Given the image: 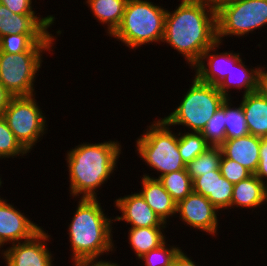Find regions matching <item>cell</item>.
I'll return each instance as SVG.
<instances>
[{
    "label": "cell",
    "instance_id": "6da1fadb",
    "mask_svg": "<svg viewBox=\"0 0 267 266\" xmlns=\"http://www.w3.org/2000/svg\"><path fill=\"white\" fill-rule=\"evenodd\" d=\"M179 1L174 10L167 8L162 43L177 51L191 69L217 41L216 6L211 0Z\"/></svg>",
    "mask_w": 267,
    "mask_h": 266
},
{
    "label": "cell",
    "instance_id": "7a4b0ae2",
    "mask_svg": "<svg viewBox=\"0 0 267 266\" xmlns=\"http://www.w3.org/2000/svg\"><path fill=\"white\" fill-rule=\"evenodd\" d=\"M121 142L113 139L98 143L81 142L65 153L68 168L69 193L71 199L98 198L101 188L114 178L120 155ZM99 192V193H98Z\"/></svg>",
    "mask_w": 267,
    "mask_h": 266
},
{
    "label": "cell",
    "instance_id": "3957f363",
    "mask_svg": "<svg viewBox=\"0 0 267 266\" xmlns=\"http://www.w3.org/2000/svg\"><path fill=\"white\" fill-rule=\"evenodd\" d=\"M77 206L67 226L71 262L116 253L114 214L108 216L98 198H76ZM113 225V226H112ZM111 252V253H110Z\"/></svg>",
    "mask_w": 267,
    "mask_h": 266
},
{
    "label": "cell",
    "instance_id": "277c9868",
    "mask_svg": "<svg viewBox=\"0 0 267 266\" xmlns=\"http://www.w3.org/2000/svg\"><path fill=\"white\" fill-rule=\"evenodd\" d=\"M146 127L144 132L136 137L137 140L134 139L135 153L140 160H143L142 162H145L144 165L147 164L146 166L151 169L149 171L156 172H151V175L143 170V175L158 179L162 175L186 169L178 150V130L175 132L162 117L159 119L157 117ZM154 173L158 177H155Z\"/></svg>",
    "mask_w": 267,
    "mask_h": 266
},
{
    "label": "cell",
    "instance_id": "5b68a950",
    "mask_svg": "<svg viewBox=\"0 0 267 266\" xmlns=\"http://www.w3.org/2000/svg\"><path fill=\"white\" fill-rule=\"evenodd\" d=\"M162 5L151 0H128L122 22L110 37L131 51L147 44L162 45L167 12Z\"/></svg>",
    "mask_w": 267,
    "mask_h": 266
},
{
    "label": "cell",
    "instance_id": "8992f818",
    "mask_svg": "<svg viewBox=\"0 0 267 266\" xmlns=\"http://www.w3.org/2000/svg\"><path fill=\"white\" fill-rule=\"evenodd\" d=\"M189 82L178 106L162 119L175 130L182 125L180 131L183 128L186 132H201L226 97L216 86L201 82L195 75Z\"/></svg>",
    "mask_w": 267,
    "mask_h": 266
},
{
    "label": "cell",
    "instance_id": "52a82bcc",
    "mask_svg": "<svg viewBox=\"0 0 267 266\" xmlns=\"http://www.w3.org/2000/svg\"><path fill=\"white\" fill-rule=\"evenodd\" d=\"M217 41L244 39L267 29V0H230L216 6ZM263 27V28H262ZM242 37V38H241Z\"/></svg>",
    "mask_w": 267,
    "mask_h": 266
},
{
    "label": "cell",
    "instance_id": "ba28073f",
    "mask_svg": "<svg viewBox=\"0 0 267 266\" xmlns=\"http://www.w3.org/2000/svg\"><path fill=\"white\" fill-rule=\"evenodd\" d=\"M36 95L12 97L3 114L8 127L29 153L37 147L36 144L42 141L49 129L48 117Z\"/></svg>",
    "mask_w": 267,
    "mask_h": 266
},
{
    "label": "cell",
    "instance_id": "9c48e42d",
    "mask_svg": "<svg viewBox=\"0 0 267 266\" xmlns=\"http://www.w3.org/2000/svg\"><path fill=\"white\" fill-rule=\"evenodd\" d=\"M47 52H0V83L13 96L36 94V80ZM43 62V63H42Z\"/></svg>",
    "mask_w": 267,
    "mask_h": 266
},
{
    "label": "cell",
    "instance_id": "30bf717a",
    "mask_svg": "<svg viewBox=\"0 0 267 266\" xmlns=\"http://www.w3.org/2000/svg\"><path fill=\"white\" fill-rule=\"evenodd\" d=\"M218 210L206 197L201 194L191 192L184 200L177 204L176 218L179 217L181 223L190 230L197 229L206 235L212 236L215 240L219 236L220 218L222 217ZM219 226V227H218ZM193 228V229H192Z\"/></svg>",
    "mask_w": 267,
    "mask_h": 266
},
{
    "label": "cell",
    "instance_id": "8fae6325",
    "mask_svg": "<svg viewBox=\"0 0 267 266\" xmlns=\"http://www.w3.org/2000/svg\"><path fill=\"white\" fill-rule=\"evenodd\" d=\"M42 229L33 238L11 244L0 252L5 266H54L56 258L48 245L53 238Z\"/></svg>",
    "mask_w": 267,
    "mask_h": 266
},
{
    "label": "cell",
    "instance_id": "7c38bea8",
    "mask_svg": "<svg viewBox=\"0 0 267 266\" xmlns=\"http://www.w3.org/2000/svg\"><path fill=\"white\" fill-rule=\"evenodd\" d=\"M20 210L8 199L0 198V252L4 246L27 241L43 229Z\"/></svg>",
    "mask_w": 267,
    "mask_h": 266
},
{
    "label": "cell",
    "instance_id": "4fadbf2b",
    "mask_svg": "<svg viewBox=\"0 0 267 266\" xmlns=\"http://www.w3.org/2000/svg\"><path fill=\"white\" fill-rule=\"evenodd\" d=\"M222 45H224L223 42L216 41L202 53L200 60L191 68V72H195V76L201 82L218 87L231 71L232 66L244 56L238 50L219 52Z\"/></svg>",
    "mask_w": 267,
    "mask_h": 266
},
{
    "label": "cell",
    "instance_id": "5bb4252c",
    "mask_svg": "<svg viewBox=\"0 0 267 266\" xmlns=\"http://www.w3.org/2000/svg\"><path fill=\"white\" fill-rule=\"evenodd\" d=\"M114 208L119 211V216H114V225L123 222L129 228L168 226L146 203L142 195L136 191L113 200Z\"/></svg>",
    "mask_w": 267,
    "mask_h": 266
},
{
    "label": "cell",
    "instance_id": "9a60e30c",
    "mask_svg": "<svg viewBox=\"0 0 267 266\" xmlns=\"http://www.w3.org/2000/svg\"><path fill=\"white\" fill-rule=\"evenodd\" d=\"M54 15H19L0 4V38L12 34H52Z\"/></svg>",
    "mask_w": 267,
    "mask_h": 266
},
{
    "label": "cell",
    "instance_id": "2e32d148",
    "mask_svg": "<svg viewBox=\"0 0 267 266\" xmlns=\"http://www.w3.org/2000/svg\"><path fill=\"white\" fill-rule=\"evenodd\" d=\"M55 31V35L54 33L5 35L0 38V52L10 54L24 52H48L53 55L59 35L61 37V34L63 35L64 33V30L61 29H56Z\"/></svg>",
    "mask_w": 267,
    "mask_h": 266
},
{
    "label": "cell",
    "instance_id": "e0dca14e",
    "mask_svg": "<svg viewBox=\"0 0 267 266\" xmlns=\"http://www.w3.org/2000/svg\"><path fill=\"white\" fill-rule=\"evenodd\" d=\"M244 59V60H243ZM245 57H241L231 68L226 78L217 87L218 90L226 98H236L233 97L234 90L236 93L242 92L241 96L247 95L248 93L255 92L259 90V80H260V67L261 64L249 68L245 65ZM233 90V91H232ZM243 90V91H242ZM232 91V92H231Z\"/></svg>",
    "mask_w": 267,
    "mask_h": 266
},
{
    "label": "cell",
    "instance_id": "ac0fdd59",
    "mask_svg": "<svg viewBox=\"0 0 267 266\" xmlns=\"http://www.w3.org/2000/svg\"><path fill=\"white\" fill-rule=\"evenodd\" d=\"M140 178L141 189L139 188V193L160 219L168 226L171 225L172 218H176L177 203L158 179L144 175L140 176Z\"/></svg>",
    "mask_w": 267,
    "mask_h": 266
},
{
    "label": "cell",
    "instance_id": "d6986e66",
    "mask_svg": "<svg viewBox=\"0 0 267 266\" xmlns=\"http://www.w3.org/2000/svg\"><path fill=\"white\" fill-rule=\"evenodd\" d=\"M260 144L261 137L248 134L235 139H226L220 149L226 158L240 163L254 174L259 164Z\"/></svg>",
    "mask_w": 267,
    "mask_h": 266
},
{
    "label": "cell",
    "instance_id": "ffe728a7",
    "mask_svg": "<svg viewBox=\"0 0 267 266\" xmlns=\"http://www.w3.org/2000/svg\"><path fill=\"white\" fill-rule=\"evenodd\" d=\"M265 187L255 174L234 184L230 210H263L261 207L265 206Z\"/></svg>",
    "mask_w": 267,
    "mask_h": 266
},
{
    "label": "cell",
    "instance_id": "44dd1931",
    "mask_svg": "<svg viewBox=\"0 0 267 266\" xmlns=\"http://www.w3.org/2000/svg\"><path fill=\"white\" fill-rule=\"evenodd\" d=\"M240 99L249 134L267 137V97L259 89Z\"/></svg>",
    "mask_w": 267,
    "mask_h": 266
},
{
    "label": "cell",
    "instance_id": "7402d4cb",
    "mask_svg": "<svg viewBox=\"0 0 267 266\" xmlns=\"http://www.w3.org/2000/svg\"><path fill=\"white\" fill-rule=\"evenodd\" d=\"M128 0H85L93 18L105 29V35L110 36L120 26Z\"/></svg>",
    "mask_w": 267,
    "mask_h": 266
},
{
    "label": "cell",
    "instance_id": "603a6c76",
    "mask_svg": "<svg viewBox=\"0 0 267 266\" xmlns=\"http://www.w3.org/2000/svg\"><path fill=\"white\" fill-rule=\"evenodd\" d=\"M167 227L169 228V226L128 228V233H125L128 234L126 242L129 241L130 250L134 252L136 260L150 250L158 248L169 238L166 237Z\"/></svg>",
    "mask_w": 267,
    "mask_h": 266
},
{
    "label": "cell",
    "instance_id": "cb8c5ba5",
    "mask_svg": "<svg viewBox=\"0 0 267 266\" xmlns=\"http://www.w3.org/2000/svg\"><path fill=\"white\" fill-rule=\"evenodd\" d=\"M236 102H239V100L233 101V98H226L223 102L226 139H235L249 134L242 106L240 103L236 104Z\"/></svg>",
    "mask_w": 267,
    "mask_h": 266
},
{
    "label": "cell",
    "instance_id": "d4e9b609",
    "mask_svg": "<svg viewBox=\"0 0 267 266\" xmlns=\"http://www.w3.org/2000/svg\"><path fill=\"white\" fill-rule=\"evenodd\" d=\"M158 180L177 204L193 191L192 179L186 169L162 175Z\"/></svg>",
    "mask_w": 267,
    "mask_h": 266
},
{
    "label": "cell",
    "instance_id": "484cf974",
    "mask_svg": "<svg viewBox=\"0 0 267 266\" xmlns=\"http://www.w3.org/2000/svg\"><path fill=\"white\" fill-rule=\"evenodd\" d=\"M222 151L220 147H209L192 162L186 165V170L192 181L204 174L211 173V171L218 170L220 167V160Z\"/></svg>",
    "mask_w": 267,
    "mask_h": 266
},
{
    "label": "cell",
    "instance_id": "4316f807",
    "mask_svg": "<svg viewBox=\"0 0 267 266\" xmlns=\"http://www.w3.org/2000/svg\"><path fill=\"white\" fill-rule=\"evenodd\" d=\"M209 147L200 132L178 131V150L186 165Z\"/></svg>",
    "mask_w": 267,
    "mask_h": 266
},
{
    "label": "cell",
    "instance_id": "83f0119b",
    "mask_svg": "<svg viewBox=\"0 0 267 266\" xmlns=\"http://www.w3.org/2000/svg\"><path fill=\"white\" fill-rule=\"evenodd\" d=\"M29 152L16 139L3 116L0 117V161L24 158ZM15 158V159H14Z\"/></svg>",
    "mask_w": 267,
    "mask_h": 266
},
{
    "label": "cell",
    "instance_id": "f1b7e54d",
    "mask_svg": "<svg viewBox=\"0 0 267 266\" xmlns=\"http://www.w3.org/2000/svg\"><path fill=\"white\" fill-rule=\"evenodd\" d=\"M168 239L158 248L150 250L143 254L137 260L144 266H172V263L178 253L182 250L178 244H168Z\"/></svg>",
    "mask_w": 267,
    "mask_h": 266
},
{
    "label": "cell",
    "instance_id": "f546056e",
    "mask_svg": "<svg viewBox=\"0 0 267 266\" xmlns=\"http://www.w3.org/2000/svg\"><path fill=\"white\" fill-rule=\"evenodd\" d=\"M211 147H220L226 140L225 112L223 103L200 132Z\"/></svg>",
    "mask_w": 267,
    "mask_h": 266
},
{
    "label": "cell",
    "instance_id": "4dcf8cb0",
    "mask_svg": "<svg viewBox=\"0 0 267 266\" xmlns=\"http://www.w3.org/2000/svg\"><path fill=\"white\" fill-rule=\"evenodd\" d=\"M234 184L229 182L221 175L220 168L215 170L214 196H208L207 199L221 212L230 211V205L233 195Z\"/></svg>",
    "mask_w": 267,
    "mask_h": 266
},
{
    "label": "cell",
    "instance_id": "1f68e13d",
    "mask_svg": "<svg viewBox=\"0 0 267 266\" xmlns=\"http://www.w3.org/2000/svg\"><path fill=\"white\" fill-rule=\"evenodd\" d=\"M221 175L229 182L236 184L247 179L252 173L240 163L226 158L223 154L220 160Z\"/></svg>",
    "mask_w": 267,
    "mask_h": 266
},
{
    "label": "cell",
    "instance_id": "d6a6232c",
    "mask_svg": "<svg viewBox=\"0 0 267 266\" xmlns=\"http://www.w3.org/2000/svg\"><path fill=\"white\" fill-rule=\"evenodd\" d=\"M193 192L204 197L214 196L215 170L195 178L192 181Z\"/></svg>",
    "mask_w": 267,
    "mask_h": 266
},
{
    "label": "cell",
    "instance_id": "836d02e7",
    "mask_svg": "<svg viewBox=\"0 0 267 266\" xmlns=\"http://www.w3.org/2000/svg\"><path fill=\"white\" fill-rule=\"evenodd\" d=\"M33 0H0L11 12L19 15H40L34 10Z\"/></svg>",
    "mask_w": 267,
    "mask_h": 266
},
{
    "label": "cell",
    "instance_id": "e575fe53",
    "mask_svg": "<svg viewBox=\"0 0 267 266\" xmlns=\"http://www.w3.org/2000/svg\"><path fill=\"white\" fill-rule=\"evenodd\" d=\"M254 174L267 185V137L261 138L259 164Z\"/></svg>",
    "mask_w": 267,
    "mask_h": 266
},
{
    "label": "cell",
    "instance_id": "d590c367",
    "mask_svg": "<svg viewBox=\"0 0 267 266\" xmlns=\"http://www.w3.org/2000/svg\"><path fill=\"white\" fill-rule=\"evenodd\" d=\"M73 266H120L119 263L113 260L110 261L109 259L103 260L101 257L98 258H87V259H80L77 261L72 262Z\"/></svg>",
    "mask_w": 267,
    "mask_h": 266
},
{
    "label": "cell",
    "instance_id": "8d00e7d4",
    "mask_svg": "<svg viewBox=\"0 0 267 266\" xmlns=\"http://www.w3.org/2000/svg\"><path fill=\"white\" fill-rule=\"evenodd\" d=\"M183 249L178 253V255L175 257L172 266H203L195 262L196 260L192 259V256H188L187 252ZM194 260V261H193Z\"/></svg>",
    "mask_w": 267,
    "mask_h": 266
},
{
    "label": "cell",
    "instance_id": "74e56055",
    "mask_svg": "<svg viewBox=\"0 0 267 266\" xmlns=\"http://www.w3.org/2000/svg\"><path fill=\"white\" fill-rule=\"evenodd\" d=\"M12 97L13 96L0 83V117L3 116L4 111L7 108Z\"/></svg>",
    "mask_w": 267,
    "mask_h": 266
},
{
    "label": "cell",
    "instance_id": "f35d334b",
    "mask_svg": "<svg viewBox=\"0 0 267 266\" xmlns=\"http://www.w3.org/2000/svg\"><path fill=\"white\" fill-rule=\"evenodd\" d=\"M263 66L260 67L259 89L267 97V65L264 64Z\"/></svg>",
    "mask_w": 267,
    "mask_h": 266
},
{
    "label": "cell",
    "instance_id": "ab89813d",
    "mask_svg": "<svg viewBox=\"0 0 267 266\" xmlns=\"http://www.w3.org/2000/svg\"><path fill=\"white\" fill-rule=\"evenodd\" d=\"M215 6H217L218 4L220 3H224V2H227V1H230V0H211Z\"/></svg>",
    "mask_w": 267,
    "mask_h": 266
},
{
    "label": "cell",
    "instance_id": "60d3db41",
    "mask_svg": "<svg viewBox=\"0 0 267 266\" xmlns=\"http://www.w3.org/2000/svg\"><path fill=\"white\" fill-rule=\"evenodd\" d=\"M266 205H267V185L265 187V208H267Z\"/></svg>",
    "mask_w": 267,
    "mask_h": 266
},
{
    "label": "cell",
    "instance_id": "b9f144b4",
    "mask_svg": "<svg viewBox=\"0 0 267 266\" xmlns=\"http://www.w3.org/2000/svg\"><path fill=\"white\" fill-rule=\"evenodd\" d=\"M2 184H4V183H3V180H2V175L0 174V188H3ZM0 198H1V195H0Z\"/></svg>",
    "mask_w": 267,
    "mask_h": 266
}]
</instances>
